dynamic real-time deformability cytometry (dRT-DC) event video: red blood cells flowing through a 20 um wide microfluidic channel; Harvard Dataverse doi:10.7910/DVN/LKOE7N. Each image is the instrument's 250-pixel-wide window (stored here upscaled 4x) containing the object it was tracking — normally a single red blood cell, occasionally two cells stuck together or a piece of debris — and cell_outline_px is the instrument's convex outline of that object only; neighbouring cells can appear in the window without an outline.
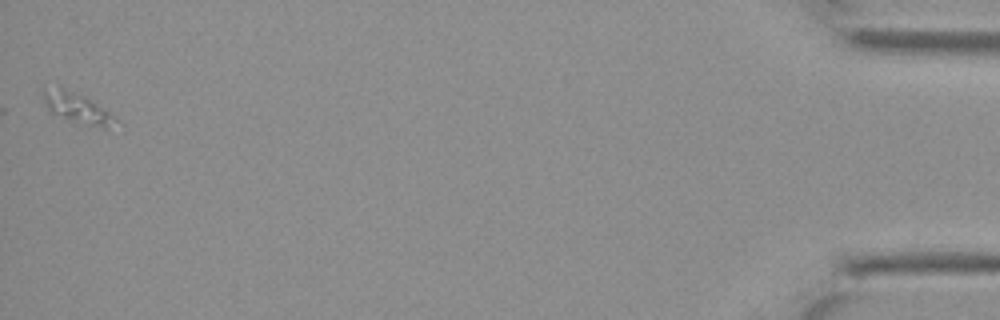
{"species": "Egyptian fruit bat (a non-hibernating species)", "species_latin": "Rousettus aegyptiacus", "temperature_condition": "cold", "stored_images_in_passage": 34, "segment_of_instrument_passage": [2, 2], "camera_frame_rate_fps": 3000, "um_per_image_px": 0.085, "animal": {"sex": "female"}, "frame": {"image": 1, "passage_image": 34, "time_ms": 11.0, "image_size_px": [1000, 320], "cell_outline_px": [[112, 116], [104, 124], [84, 124], [52, 116], [48, 112], [44, 100], [44, 88], [60, 84], [84, 96], [108, 112]], "centroid_in_image_um": [6.24, 9.04], "position_along_channel_um": 429.0, "area_um2": 12.08}}